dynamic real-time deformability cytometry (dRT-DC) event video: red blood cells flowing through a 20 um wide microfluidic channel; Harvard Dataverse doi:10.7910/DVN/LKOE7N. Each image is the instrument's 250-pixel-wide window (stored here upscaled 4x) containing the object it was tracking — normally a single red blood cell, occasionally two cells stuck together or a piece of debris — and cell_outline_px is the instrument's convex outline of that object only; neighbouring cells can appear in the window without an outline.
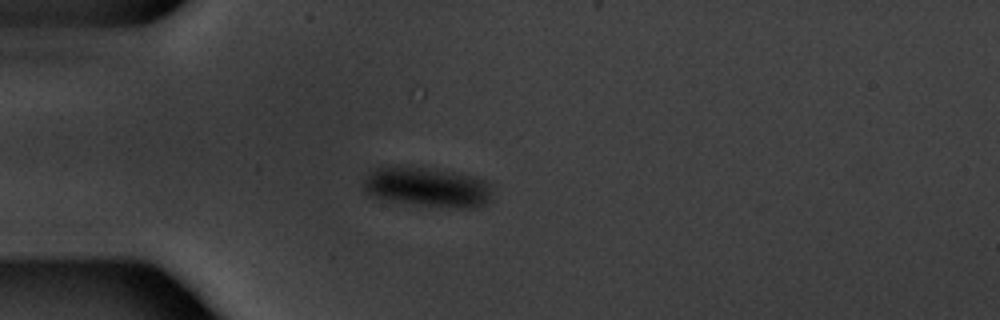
{"species": "common noctule bat (a hibernating species)", "species_latin": "Nyctalus noctula", "temperature_condition": "warm", "stored_images_in_passage": 40, "camera_frame_rate_fps": 3000, "um_per_image_px": 0.085, "animal": {"sex": "male", "body_mass_g": 20.1, "forearm_length_mm": 53.5}, "frame": {"image": 1, "passage_image": 1, "time_ms": 0.0, "image_size_px": [1000, 320], "cell_outline_px": [[492, 200], [484, 204], [472, 208], [452, 208], [420, 204], [392, 200], [372, 196], [364, 188], [364, 180], [376, 168], [392, 164], [400, 164], [452, 172], [472, 176], [484, 180], [488, 184]], "centroid_in_image_um": [36.33, 15.88], "position_along_channel_um": 48.7, "area_um2": 29.54}}
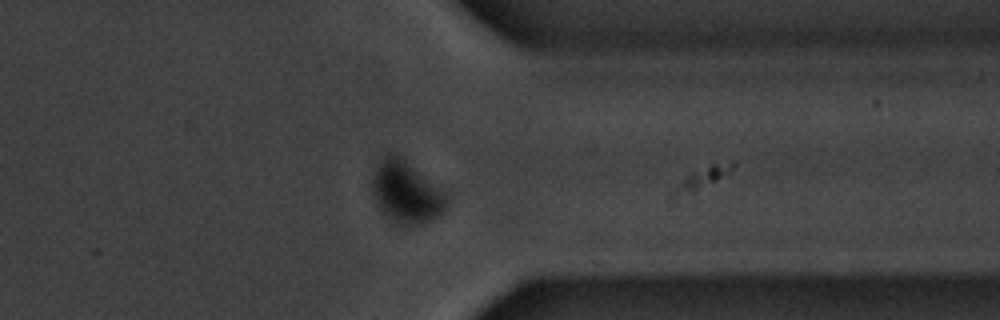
{"frame": {"image": 2, "passage_image": 29, "time_ms": 9.333, "image_size_px": [1000, 320], "cell_outline_px": [[448, 204], [436, 216], [420, 224], [400, 224], [388, 216], [380, 208], [372, 192], [372, 176], [380, 160], [388, 152], [392, 152], [400, 156], [444, 192], [448, 200]], "centroid_in_image_um": [34.49, 16.3], "position_along_channel_um": 376.9, "area_um2": 25.89}}
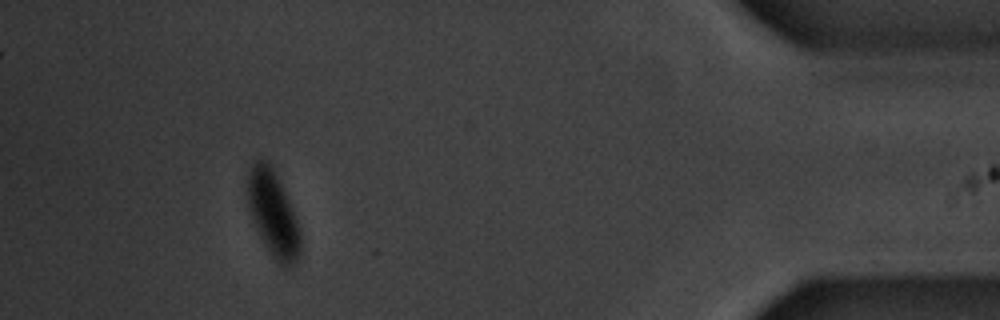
{"frame": {"image": 3, "passage_image": 36, "time_ms": 11.667, "image_size_px": [1000, 320], "cell_outline_px": [[300, 252], [296, 264], [292, 268], [284, 268], [272, 256], [264, 244], [256, 228], [248, 204], [248, 176], [252, 160], [260, 156], [268, 160], [272, 164], [276, 172], [292, 208], [300, 228]], "centroid_in_image_um": [23.22, 18.14], "position_along_channel_um": 412.0, "area_um2": 26.7}}